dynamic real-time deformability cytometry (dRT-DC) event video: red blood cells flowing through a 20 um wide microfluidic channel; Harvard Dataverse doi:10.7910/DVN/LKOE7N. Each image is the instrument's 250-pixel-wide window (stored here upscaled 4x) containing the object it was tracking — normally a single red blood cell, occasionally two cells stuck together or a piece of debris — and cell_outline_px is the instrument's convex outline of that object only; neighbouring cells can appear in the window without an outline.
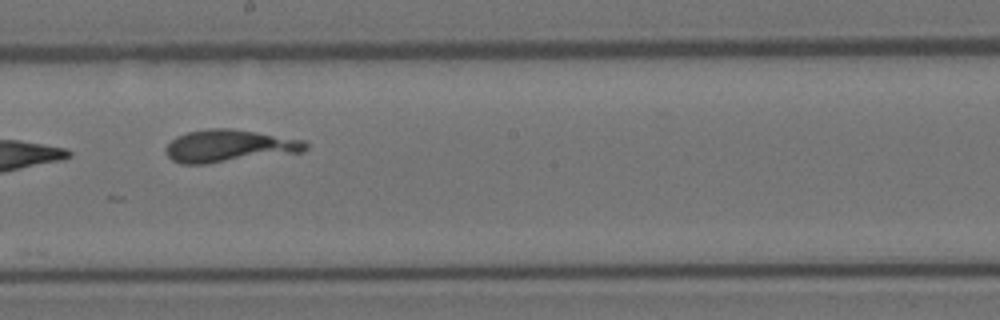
{"species": "Egyptian fruit bat (a non-hibernating species)", "species_latin": "Rousettus aegyptiacus", "temperature_condition": "room temperature", "stored_images_in_passage": 15, "camera_frame_rate_fps": 3000, "um_per_image_px": 0.085, "animal": {"sex": "female"}, "frame": {"image": 1, "passage_image": 9, "time_ms": 10.333, "image_size_px": [1000, 320], "cell_outline_px": [[308, 148], [304, 152], [208, 164], [180, 164], [172, 160], [168, 156], [164, 148], [176, 136], [188, 132], [208, 128], [232, 128], [304, 140], [308, 144]], "centroid_in_image_um": [19.49, 12.42], "position_along_channel_um": 228.7, "area_um2": 26.7}}
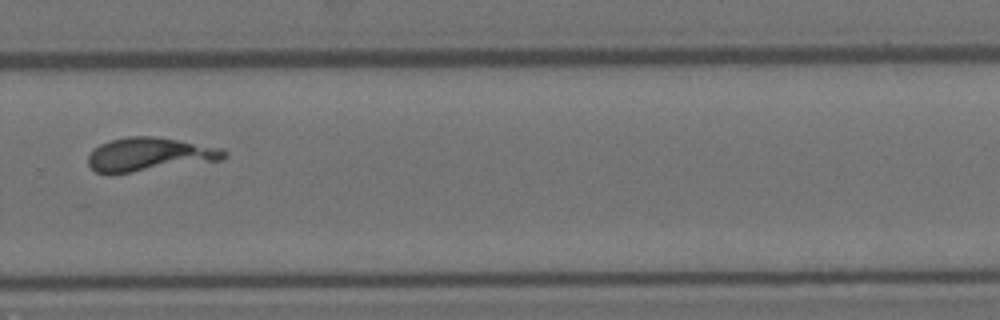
{"frame": {"image": 2, "passage_image": 11, "time_ms": 12.667, "image_size_px": [1000, 320], "cell_outline_px": [[228, 156], [224, 160], [112, 176], [96, 172], [88, 164], [88, 156], [100, 144], [112, 140], [128, 136], [152, 136], [224, 148], [228, 152]], "centroid_in_image_um": [12.74, 13.17], "position_along_channel_um": 317.1, "area_um2": 27.28}}
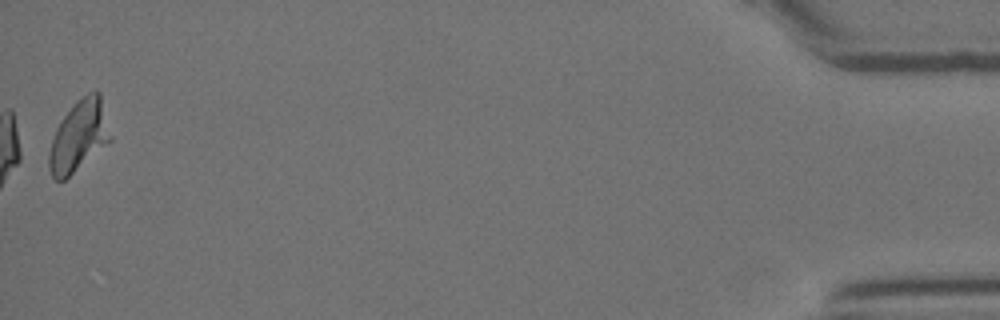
{"frame": {"image": 3, "passage_image": 15, "time_ms": 18.0, "image_size_px": [1000, 320], "cell_outline_px": [[112, 140], [64, 180], [56, 180], [52, 176], [48, 168], [48, 156], [52, 140], [56, 128], [64, 116], [76, 100], [88, 92], [96, 88], [100, 92], [112, 136]], "centroid_in_image_um": [6.72, 11.53], "position_along_channel_um": 428.5, "area_um2": 25.43}}